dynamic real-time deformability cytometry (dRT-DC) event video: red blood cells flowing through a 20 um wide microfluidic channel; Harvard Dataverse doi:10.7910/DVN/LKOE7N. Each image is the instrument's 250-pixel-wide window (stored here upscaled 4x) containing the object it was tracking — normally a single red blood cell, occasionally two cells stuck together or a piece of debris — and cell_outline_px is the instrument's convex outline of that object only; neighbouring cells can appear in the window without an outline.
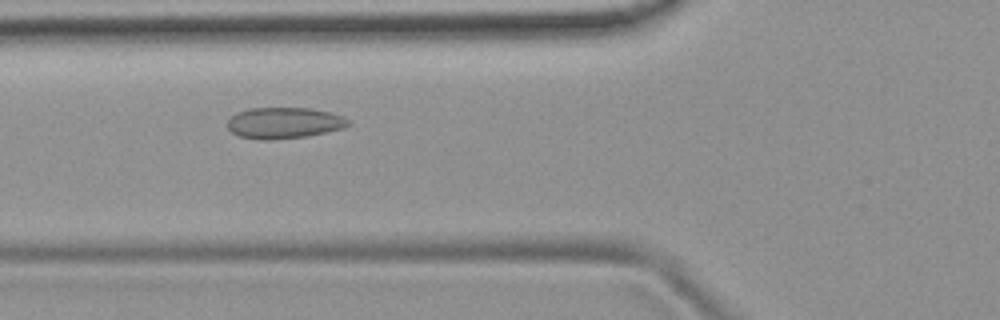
{"species": "common noctule bat (a hibernating species)", "species_latin": "Nyctalus noctula", "temperature_condition": "room temperature", "stored_images_in_passage": 6, "camera_frame_rate_fps": 3000, "um_per_image_px": 0.085, "animal": {"sex": "female", "body_mass_g": 19.9}, "frame": {"image": 1, "passage_image": 5, "time_ms": 4.667, "image_size_px": [1000, 320], "cell_outline_px": [[352, 124], [344, 128], [308, 136], [268, 140], [260, 140], [240, 136], [232, 132], [228, 128], [228, 120], [236, 112], [248, 108], [312, 108], [344, 116]], "centroid_in_image_um": [24.16, 10.44], "position_along_channel_um": 101.6, "area_um2": 22.02}}
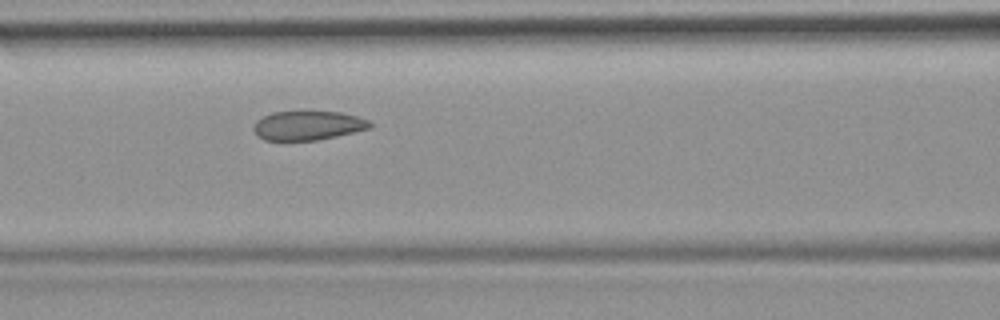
{"frame": {"image": 2, "passage_image": 6, "time_ms": 5.667, "image_size_px": [1000, 320], "cell_outline_px": [[372, 128], [336, 136], [316, 140], [264, 140], [256, 136], [252, 128], [256, 120], [272, 112], [340, 112], [356, 116], [368, 120], [372, 124]], "centroid_in_image_um": [26.14, 10.67], "position_along_channel_um": 140.5, "area_um2": 19.71}}